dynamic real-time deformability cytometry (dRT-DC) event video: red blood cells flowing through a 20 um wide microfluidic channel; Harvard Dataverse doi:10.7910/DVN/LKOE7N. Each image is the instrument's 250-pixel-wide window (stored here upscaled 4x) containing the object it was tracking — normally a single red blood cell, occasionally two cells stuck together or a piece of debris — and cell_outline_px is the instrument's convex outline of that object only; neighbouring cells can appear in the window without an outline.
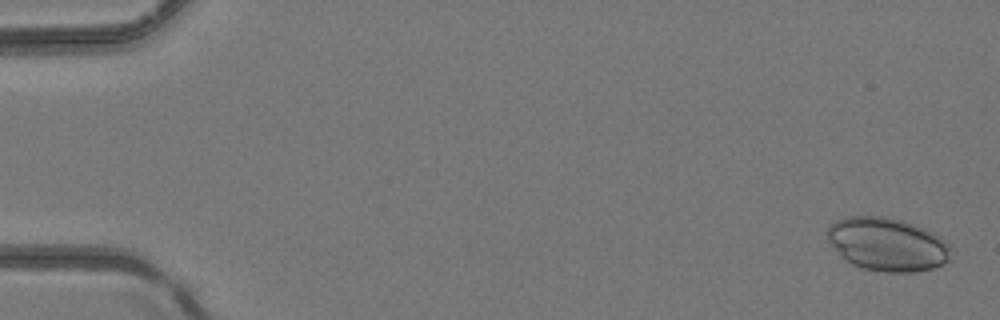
{"species": "common noctule bat (a hibernating species)", "species_latin": "Nyctalus noctula", "temperature_condition": "room temperature", "stored_images_in_passage": 5, "camera_frame_rate_fps": 3000, "um_per_image_px": 0.085, "animal": {"sex": "female", "body_mass_g": 24.6, "forearm_length_mm": 56.2}, "frame": {"image": 1, "passage_image": 1, "time_ms": 0.0, "image_size_px": [1000, 320], "cell_outline_px": [[952, 260], [944, 264], [932, 268], [912, 272], [884, 272], [864, 268], [852, 264], [844, 260], [828, 240], [828, 224], [844, 216], [888, 216], [916, 224], [940, 236], [948, 244]], "centroid_in_image_um": [75.42, 20.75], "position_along_channel_um": 9.6, "area_um2": 38.73}}